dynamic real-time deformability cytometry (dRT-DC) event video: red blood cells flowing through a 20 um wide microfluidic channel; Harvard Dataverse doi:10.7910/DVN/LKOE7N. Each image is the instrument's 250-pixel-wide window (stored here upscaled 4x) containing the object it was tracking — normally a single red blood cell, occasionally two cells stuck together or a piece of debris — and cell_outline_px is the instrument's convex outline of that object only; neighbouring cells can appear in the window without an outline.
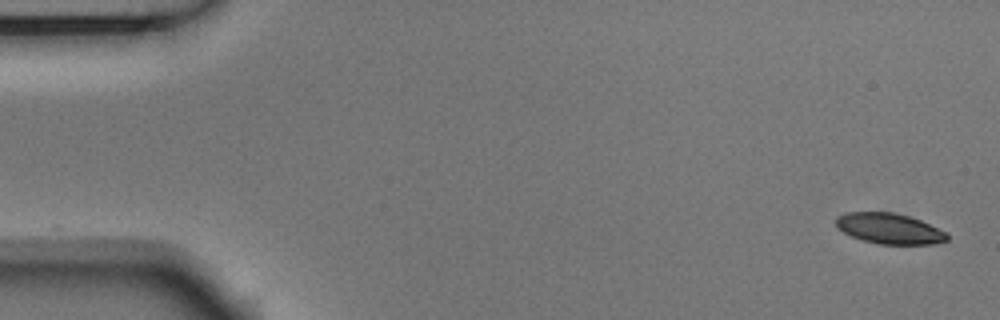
{"species": "Egyptian fruit bat (a non-hibernating species)", "species_latin": "Rousettus aegyptiacus", "temperature_condition": "room temperature", "stored_images_in_passage": 53, "camera_frame_rate_fps": 3000, "um_per_image_px": 0.085, "animal": {"sex": "male"}, "frame": {"image": 1, "passage_image": 1, "time_ms": 0.0, "image_size_px": [1000, 320], "cell_outline_px": [[948, 240], [936, 244], [876, 244], [860, 240], [836, 228], [836, 216], [844, 212], [892, 212], [908, 216], [920, 220], [948, 232]], "centroid_in_image_um": [75.59, 19.43], "position_along_channel_um": 9.4, "area_um2": 20.06}}
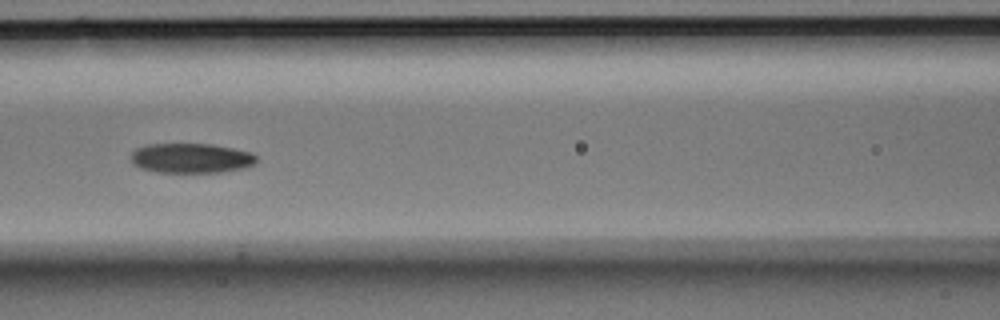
{"frame": {"image": 2, "passage_image": 23, "time_ms": 7.333, "image_size_px": [1000, 320], "cell_outline_px": [[256, 164], [244, 168], [220, 172], [156, 172], [140, 168], [132, 164], [132, 152], [136, 148], [148, 144], [212, 144], [252, 152], [256, 156]], "centroid_in_image_um": [16.25, 13.44], "position_along_channel_um": 150.4, "area_um2": 21.85}}
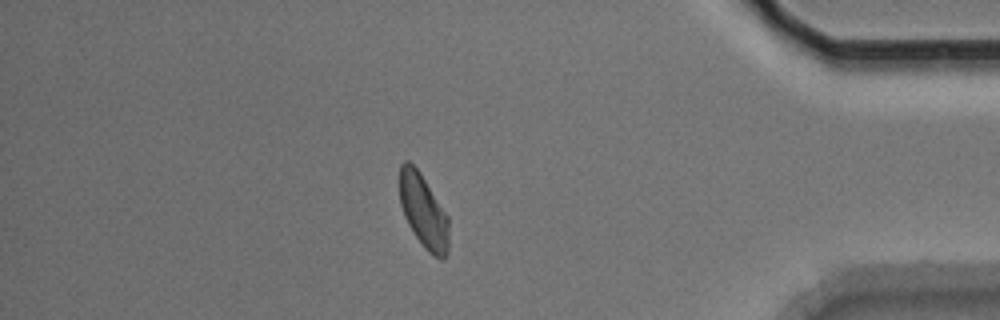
{"frame": {"image": 3, "passage_image": 46, "time_ms": 15.0, "image_size_px": [1000, 320], "cell_outline_px": [[448, 252], [444, 260], [440, 260], [428, 252], [424, 248], [408, 224], [404, 216], [400, 204], [400, 164], [404, 160], [408, 160], [420, 172], [448, 216]], "centroid_in_image_um": [35.99, 17.97], "position_along_channel_um": 399.2, "area_um2": 21.1}, "authors_computed_cell_mechanics": {"area_um2": 21.675, "velocity_mm_per_s": 3.7224, "shape_relaxation_time_tau1_ms": 4.4843, "shape_relaxation_time_tau2_ms": 8.2244, "deformation_change_tau1": 0.1185, "deformation_change_tau2": 0.139}}